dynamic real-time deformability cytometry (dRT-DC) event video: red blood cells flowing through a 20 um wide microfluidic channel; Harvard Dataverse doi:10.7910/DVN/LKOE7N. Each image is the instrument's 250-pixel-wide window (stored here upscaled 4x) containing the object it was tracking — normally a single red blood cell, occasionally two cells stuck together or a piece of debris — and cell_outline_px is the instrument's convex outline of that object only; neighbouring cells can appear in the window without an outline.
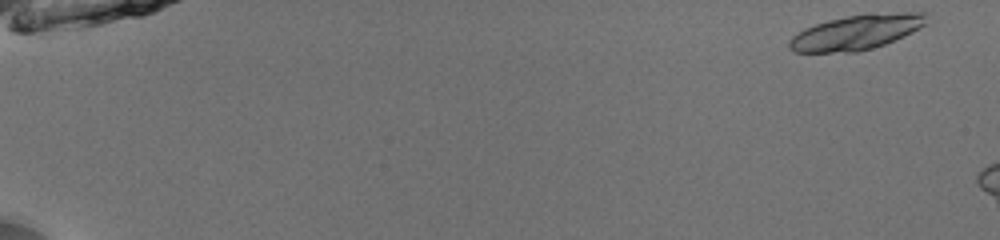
{"species": "common noctule bat (a hibernating species)", "species_latin": "Nyctalus noctula", "temperature_condition": "room temperature", "stored_images_in_passage": 6, "camera_frame_rate_fps": 3000, "um_per_image_px": 0.085, "animal": {"sex": "male", "body_mass_g": 13.0, "forearm_length_mm": 53.1}, "frame": {"image": 1, "passage_image": 1, "time_ms": 0.0, "image_size_px": [1000, 240], "cell_outline_px": [[928, 12], [924, 24], [920, 28], [904, 36], [884, 44], [872, 48], [856, 52], [792, 52], [788, 48], [788, 40], [792, 36], [804, 28], [828, 20], [848, 16], [904, 12]], "centroid_in_image_um": [72.75, 2.76], "position_along_channel_um": 12.2, "area_um2": 27.63}}